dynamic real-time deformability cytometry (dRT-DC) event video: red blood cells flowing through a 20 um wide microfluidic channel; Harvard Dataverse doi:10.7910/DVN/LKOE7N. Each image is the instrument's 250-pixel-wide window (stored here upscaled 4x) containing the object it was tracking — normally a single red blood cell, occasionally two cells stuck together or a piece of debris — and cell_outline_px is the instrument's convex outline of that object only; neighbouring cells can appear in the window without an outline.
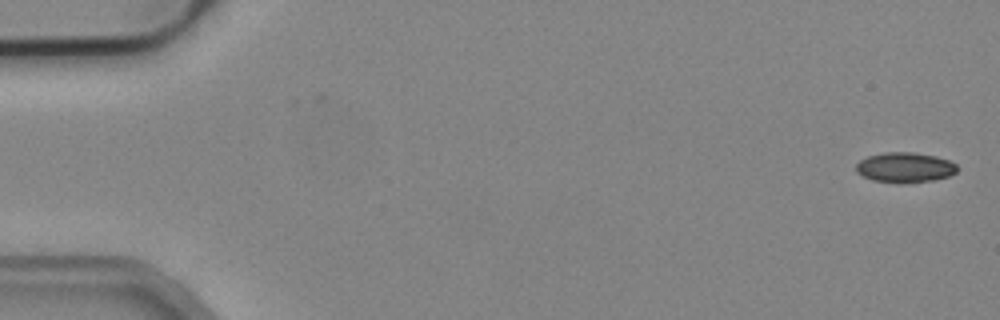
{"species": "common noctule bat (a hibernating species)", "species_latin": "Nyctalus noctula", "temperature_condition": "cold", "stored_images_in_passage": 53, "camera_frame_rate_fps": 3000, "um_per_image_px": 0.085, "animal": {"sex": "male", "body_mass_g": 19.2, "forearm_length_mm": 51.8}, "frame": {"image": 1, "passage_image": 1, "time_ms": 0.0, "image_size_px": [1000, 320], "cell_outline_px": [[956, 172], [948, 176], [936, 180], [904, 184], [896, 184], [872, 180], [856, 172], [856, 164], [860, 160], [868, 156], [884, 152], [912, 152], [936, 156], [948, 160], [956, 164]], "centroid_in_image_um": [76.9, 14.25], "position_along_channel_um": 8.1, "area_um2": 17.98}}
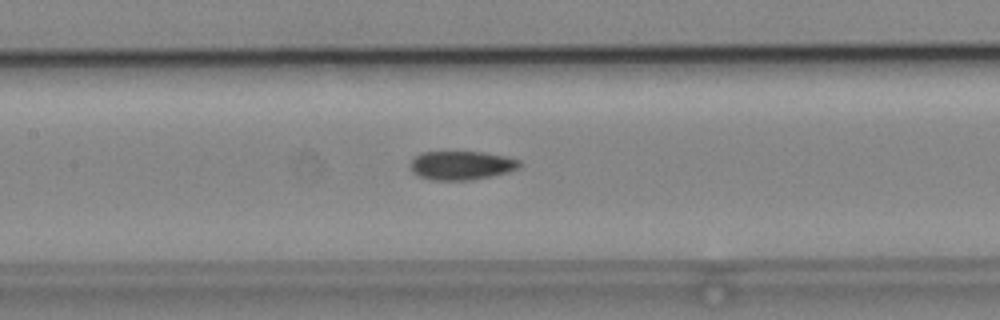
{"frame": {"image": 2, "passage_image": 25, "time_ms": 8.0, "image_size_px": [1000, 320], "cell_outline_px": [[520, 168], [508, 172], [492, 176], [468, 180], [432, 180], [420, 176], [412, 172], [408, 164], [420, 152], [484, 152], [504, 156], [520, 160]], "centroid_in_image_um": [39.21, 14.05], "position_along_channel_um": 168.2, "area_um2": 18.38}}
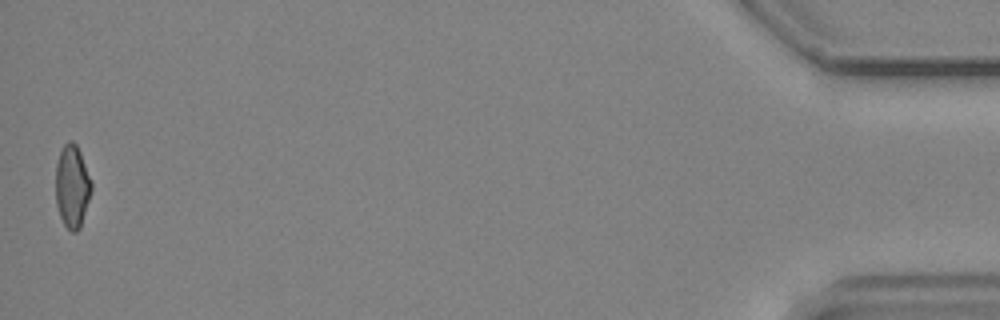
{"frame": {"image": 3, "passage_image": 53, "time_ms": 17.333, "image_size_px": [1000, 320], "cell_outline_px": [[92, 188], [80, 228], [76, 232], [72, 232], [64, 224], [60, 216], [56, 204], [56, 164], [60, 152], [64, 144], [68, 140], [72, 140], [76, 144], [80, 152], [92, 180]], "centroid_in_image_um": [6.14, 15.82], "position_along_channel_um": 429.1, "area_um2": 17.22}, "authors_computed_cell_mechanics": {"area_um2": 18.3226, "velocity_mm_per_s": 3.8274, "shape_relaxation_time_tau1_ms": null, "shape_relaxation_time_tau2_ms": 4.7633, "deformation_change_tau1": null, "deformation_change_tau2": 0.1169}}